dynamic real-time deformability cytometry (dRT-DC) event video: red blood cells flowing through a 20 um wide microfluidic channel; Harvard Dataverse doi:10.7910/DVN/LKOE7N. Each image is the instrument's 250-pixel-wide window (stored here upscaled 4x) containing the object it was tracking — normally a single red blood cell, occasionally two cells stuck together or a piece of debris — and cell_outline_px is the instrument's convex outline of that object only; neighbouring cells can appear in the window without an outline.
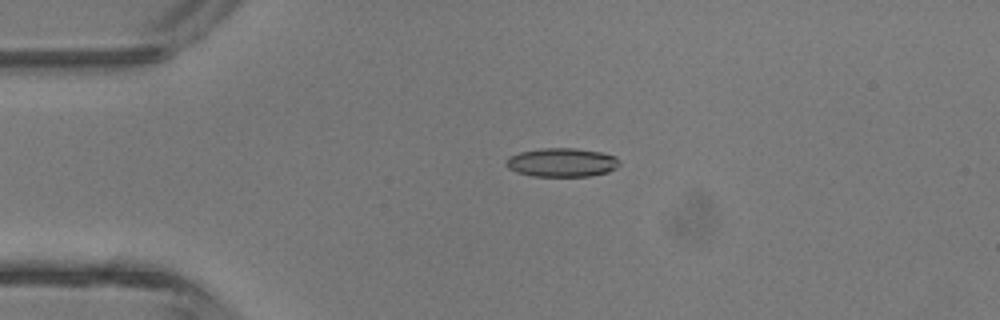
{"species": "common noctule bat (a hibernating species)", "species_latin": "Nyctalus noctula", "temperature_condition": "room temperature", "stored_images_in_passage": 2, "camera_frame_rate_fps": 3000, "um_per_image_px": 0.085, "animal": {"sex": "male", "body_mass_g": 13.3}, "frame": {"image": 1, "passage_image": 2, "time_ms": 1.333, "image_size_px": [1000, 320], "cell_outline_px": [[620, 164], [616, 168], [608, 172], [588, 176], [532, 176], [516, 172], [508, 168], [504, 164], [504, 160], [508, 156], [520, 152], [540, 148], [576, 148], [600, 152], [616, 156], [620, 160]], "centroid_in_image_um": [47.73, 13.8], "position_along_channel_um": 37.3, "area_um2": 19.25}}